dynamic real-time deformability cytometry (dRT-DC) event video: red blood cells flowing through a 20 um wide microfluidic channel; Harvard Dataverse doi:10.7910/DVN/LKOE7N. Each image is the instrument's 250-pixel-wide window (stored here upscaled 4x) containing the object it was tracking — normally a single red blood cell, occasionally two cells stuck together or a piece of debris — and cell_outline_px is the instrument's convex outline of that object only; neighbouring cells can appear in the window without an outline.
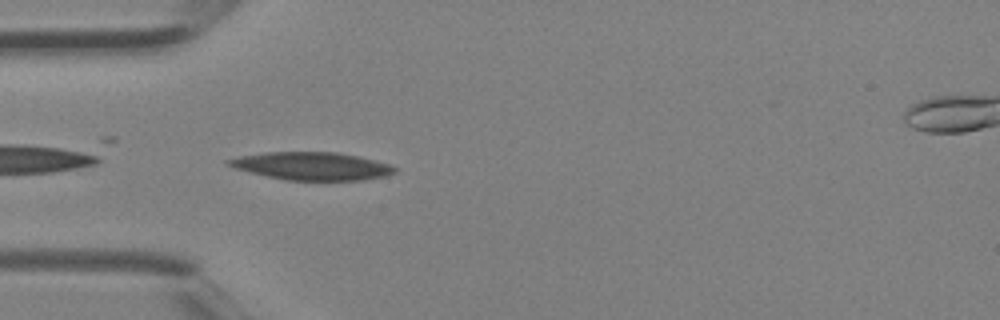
{"species": "Egyptian fruit bat (a non-hibernating species)", "species_latin": "Rousettus aegyptiacus", "temperature_condition": "room temperature", "stored_images_in_passage": 3, "camera_frame_rate_fps": 3000, "um_per_image_px": 0.085, "animal": {"sex": "female"}, "frame": {"image": 1, "passage_image": 2, "time_ms": 0.333, "image_size_px": [1000, 320], "cell_outline_px": [[396, 172], [384, 176], [364, 180], [284, 180], [236, 168], [224, 164], [224, 160], [240, 156], [264, 152], [336, 152], [356, 156], [388, 164], [396, 168]], "centroid_in_image_um": [26.46, 14.11], "position_along_channel_um": 58.5, "area_um2": 26.7}}